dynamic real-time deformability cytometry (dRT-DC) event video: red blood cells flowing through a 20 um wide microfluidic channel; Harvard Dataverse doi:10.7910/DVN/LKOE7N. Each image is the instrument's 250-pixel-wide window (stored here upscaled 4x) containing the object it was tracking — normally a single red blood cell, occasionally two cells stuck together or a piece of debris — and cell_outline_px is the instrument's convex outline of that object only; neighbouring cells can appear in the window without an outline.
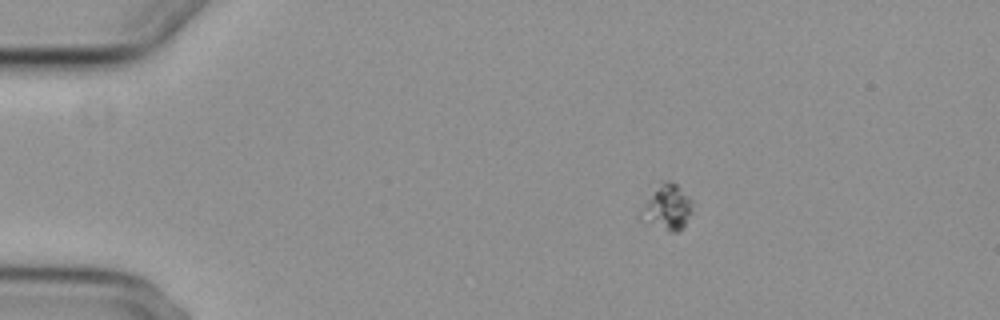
{"species": "common noctule bat (a hibernating species)", "species_latin": "Nyctalus noctula", "temperature_condition": "cold", "stored_images_in_passage": 5, "camera_frame_rate_fps": 3000, "um_per_image_px": 0.085, "animal": {"sex": "female", "body_mass_g": 29.2, "forearm_length_mm": 56.3}, "frame": {"image": 1, "passage_image": 3, "time_ms": 2.333, "image_size_px": [1000, 320], "cell_outline_px": [[692, 212], [684, 224], [676, 232], [668, 232], [644, 224], [640, 212], [640, 208], [664, 180], [668, 180], [676, 184], [692, 200]], "centroid_in_image_um": [56.69, 17.67], "position_along_channel_um": 28.3, "area_um2": 13.47}}